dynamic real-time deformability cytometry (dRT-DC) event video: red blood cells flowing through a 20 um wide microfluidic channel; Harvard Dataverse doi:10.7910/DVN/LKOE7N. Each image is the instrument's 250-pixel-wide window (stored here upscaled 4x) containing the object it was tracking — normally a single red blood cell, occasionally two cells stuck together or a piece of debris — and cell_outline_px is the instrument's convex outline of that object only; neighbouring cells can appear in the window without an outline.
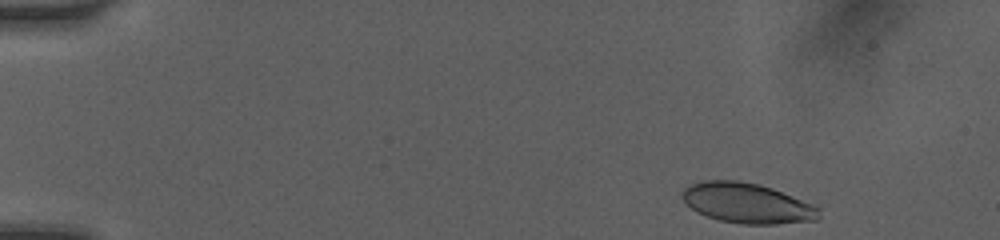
{"species": "human", "species_latin": "Homo sapiens", "temperature_condition": "room temperature", "stored_images_in_passage": 34, "camera_frame_rate_fps": 3000, "um_per_image_px": 0.085, "donor": {"sex": "female"}, "frame": {"image": 1, "passage_image": 1, "time_ms": 0.0, "image_size_px": [1000, 240], "cell_outline_px": [[820, 216], [816, 220], [776, 224], [744, 224], [720, 220], [696, 212], [680, 196], [684, 188], [700, 180], [736, 180], [760, 184], [772, 188], [812, 204], [820, 208]], "centroid_in_image_um": [63.5, 17.26], "position_along_channel_um": 21.5, "area_um2": 31.91}}
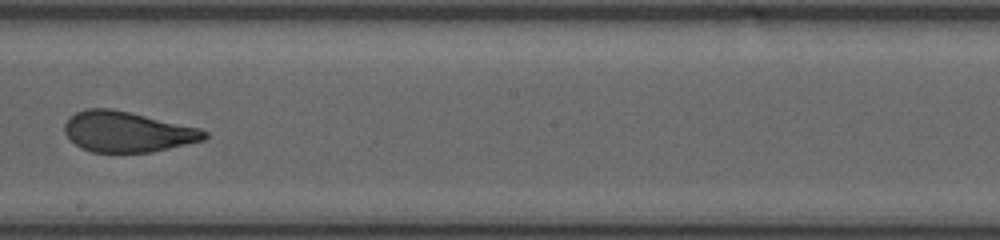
{"frame": {"image": 2, "passage_image": 13, "time_ms": 8.0, "image_size_px": [1000, 240], "cell_outline_px": [[208, 136], [204, 140], [152, 152], [92, 152], [80, 148], [64, 132], [64, 124], [76, 112], [88, 108], [112, 108], [200, 128], [208, 132]], "centroid_in_image_um": [10.83, 11.2], "position_along_channel_um": 237.4, "area_um2": 32.89}}
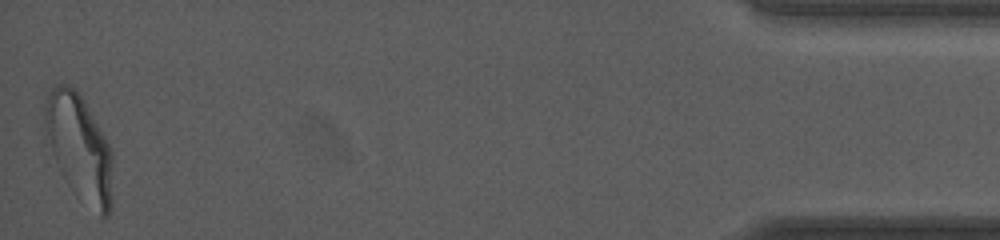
{"frame": {"image": 3, "passage_image": 34, "time_ms": 14.667, "image_size_px": [1000, 240], "cell_outline_px": [[112, 200], [108, 216], [100, 216], [56, 160], [52, 152], [44, 128], [44, 104], [48, 92], [56, 84], [68, 84], [80, 92], [112, 148]], "centroid_in_image_um": [6.77, 12.35], "position_along_channel_um": 428.4, "area_um2": 40.29}, "authors_computed_cell_mechanics": {"area_um2": 34.2754, "velocity_mm_per_s": 4.1205, "shape_relaxation_time_tau1_ms": 7.1338, "shape_relaxation_time_tau2_ms": 0.7953, "deformation_change_tau1": 0.2353, "deformation_change_tau2": 0.0679}}